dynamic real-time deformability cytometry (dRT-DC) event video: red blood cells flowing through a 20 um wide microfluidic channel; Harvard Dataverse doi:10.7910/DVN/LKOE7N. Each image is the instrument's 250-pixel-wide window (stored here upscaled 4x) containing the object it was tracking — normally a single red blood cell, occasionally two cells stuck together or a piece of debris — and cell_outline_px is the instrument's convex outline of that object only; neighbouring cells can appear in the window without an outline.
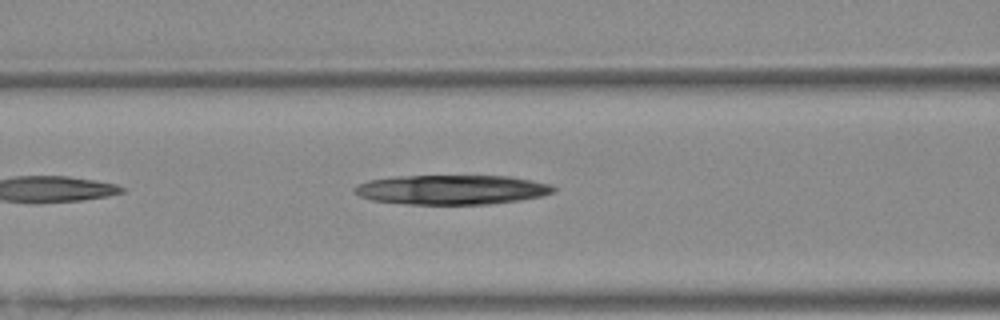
{"species": "Egyptian fruit bat (a non-hibernating species)", "species_latin": "Rousettus aegyptiacus", "temperature_condition": "warm", "stored_images_in_passage": 35, "camera_frame_rate_fps": 3000, "um_per_image_px": 0.085, "animal": {"sex": "female"}, "frame": {"image": 1, "passage_image": 7, "time_ms": 2.0, "image_size_px": [1000, 320], "cell_outline_px": [[556, 188], [552, 192], [540, 196], [520, 200], [488, 204], [408, 204], [372, 200], [360, 196], [352, 192], [352, 188], [356, 184], [368, 180], [396, 176], [508, 176], [552, 184]], "centroid_in_image_um": [38.34, 16.12], "position_along_channel_um": 128.3, "area_um2": 34.28}}
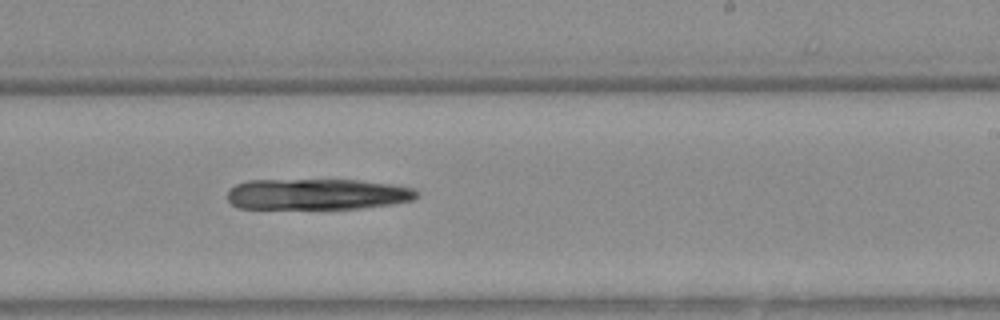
{"frame": {"image": 2, "passage_image": 17, "time_ms": 5.333, "image_size_px": [1000, 320], "cell_outline_px": [[416, 196], [412, 200], [392, 204], [360, 208], [236, 208], [228, 200], [228, 188], [236, 184], [248, 180], [360, 180], [392, 184], [412, 188], [416, 192]], "centroid_in_image_um": [26.92, 16.5], "position_along_channel_um": 262.1, "area_um2": 34.04}}
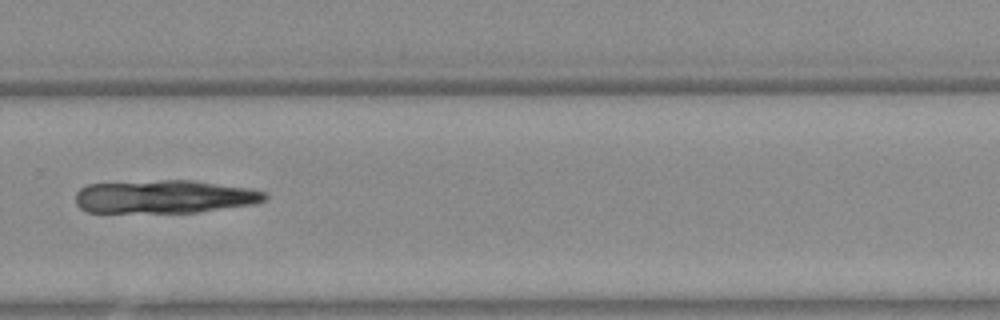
{"frame": {"image": 3, "passage_image": 21, "time_ms": 6.667, "image_size_px": [1000, 320], "cell_outline_px": [[268, 196], [264, 200], [252, 204], [200, 212], [88, 212], [80, 208], [76, 204], [76, 192], [80, 188], [88, 184], [164, 180], [192, 180], [248, 188], [264, 192]], "centroid_in_image_um": [13.95, 16.72], "position_along_channel_um": 315.8, "area_um2": 36.41}}